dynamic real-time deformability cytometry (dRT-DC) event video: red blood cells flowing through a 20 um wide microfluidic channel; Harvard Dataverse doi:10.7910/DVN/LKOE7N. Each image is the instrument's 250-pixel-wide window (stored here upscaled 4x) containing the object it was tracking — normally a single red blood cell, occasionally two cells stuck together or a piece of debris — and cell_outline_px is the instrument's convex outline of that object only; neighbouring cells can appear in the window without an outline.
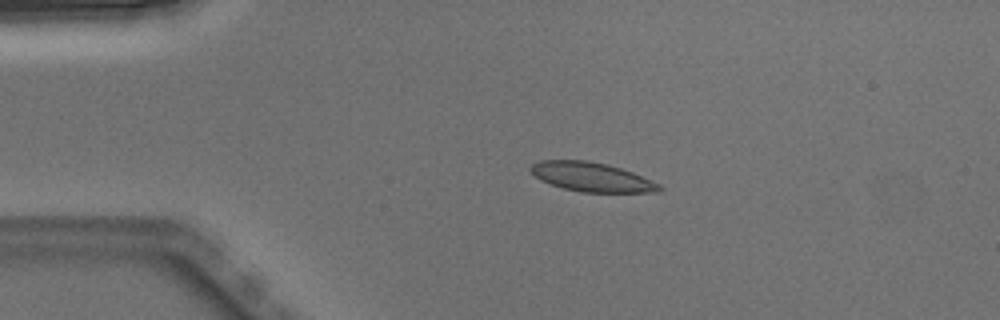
{"species": "Egyptian fruit bat (a non-hibernating species)", "species_latin": "Rousettus aegyptiacus", "temperature_condition": "warm", "stored_images_in_passage": 2, "camera_frame_rate_fps": 3000, "um_per_image_px": 0.085, "animal": {"sex": "male"}, "frame": {"image": 1, "passage_image": 1, "time_ms": 0.0, "image_size_px": [1000, 320], "cell_outline_px": [[664, 188], [660, 192], [580, 192], [564, 188], [540, 180], [532, 176], [528, 168], [532, 164], [540, 160], [588, 160], [608, 164], [632, 172], [660, 184]], "centroid_in_image_um": [50.26, 15.04], "position_along_channel_um": 34.7, "area_um2": 22.02}}